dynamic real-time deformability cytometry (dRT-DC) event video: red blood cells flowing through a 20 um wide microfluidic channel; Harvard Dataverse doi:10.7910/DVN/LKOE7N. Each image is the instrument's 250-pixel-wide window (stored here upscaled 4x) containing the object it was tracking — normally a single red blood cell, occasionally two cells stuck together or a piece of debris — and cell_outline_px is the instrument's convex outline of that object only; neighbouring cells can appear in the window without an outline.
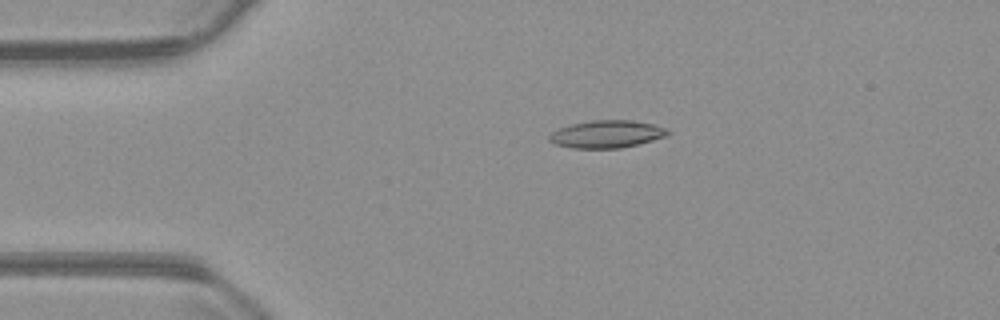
{"species": "common noctule bat (a hibernating species)", "species_latin": "Nyctalus noctula", "temperature_condition": "warm", "stored_images_in_passage": 55, "camera_frame_rate_fps": 3000, "um_per_image_px": 0.085, "animal": {"sex": "male", "body_mass_g": 23.1, "forearm_length_mm": 52.7}, "frame": {"image": 1, "passage_image": 11, "time_ms": 3.333, "image_size_px": [1000, 320], "cell_outline_px": [[672, 132], [668, 136], [620, 148], [572, 148], [556, 144], [548, 140], [548, 136], [552, 132], [560, 128], [572, 124], [592, 120], [632, 120], [652, 124], [668, 128]], "centroid_in_image_um": [51.6, 11.39], "position_along_channel_um": 33.4, "area_um2": 18.96}}
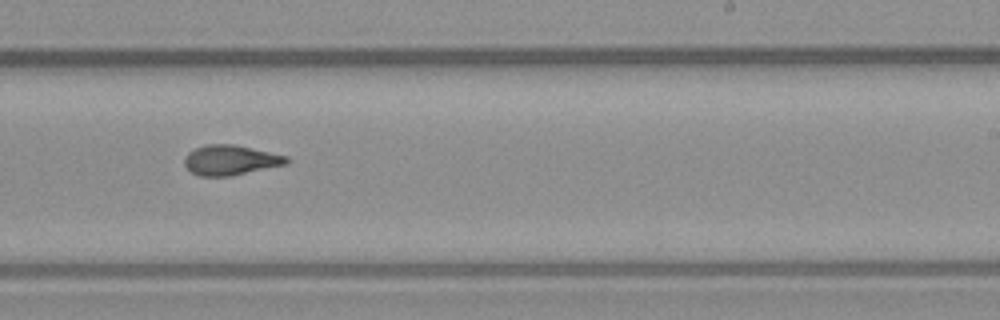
{"frame": {"image": 2, "passage_image": 33, "time_ms": 10.667, "image_size_px": [1000, 320], "cell_outline_px": [[292, 160], [288, 164], [232, 176], [200, 176], [192, 172], [184, 164], [184, 156], [188, 152], [204, 144], [232, 144], [288, 156]], "centroid_in_image_um": [19.61, 13.61], "position_along_channel_um": 269.4, "area_um2": 17.98}}
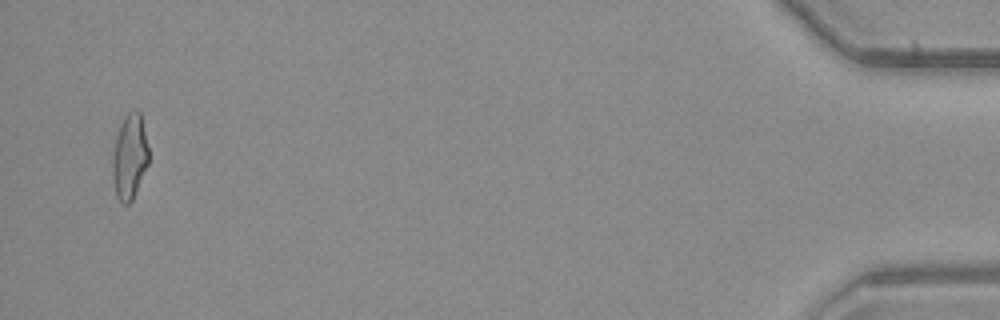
{"frame": {"image": 3, "passage_image": 53, "time_ms": 17.333, "image_size_px": [1000, 320], "cell_outline_px": [[148, 164], [132, 200], [128, 204], [120, 204], [116, 196], [112, 180], [112, 152], [116, 136], [120, 124], [124, 116], [128, 112], [136, 108], [140, 112], [148, 148]], "centroid_in_image_um": [10.99, 13.33], "position_along_channel_um": 424.2, "area_um2": 18.15}, "authors_computed_cell_mechanics": {"area_um2": 18.0914, "velocity_mm_per_s": 3.7417, "shape_relaxation_time_tau1_ms": null, "shape_relaxation_time_tau2_ms": 2.4203, "deformation_change_tau1": null, "deformation_change_tau2": 0.1015}}